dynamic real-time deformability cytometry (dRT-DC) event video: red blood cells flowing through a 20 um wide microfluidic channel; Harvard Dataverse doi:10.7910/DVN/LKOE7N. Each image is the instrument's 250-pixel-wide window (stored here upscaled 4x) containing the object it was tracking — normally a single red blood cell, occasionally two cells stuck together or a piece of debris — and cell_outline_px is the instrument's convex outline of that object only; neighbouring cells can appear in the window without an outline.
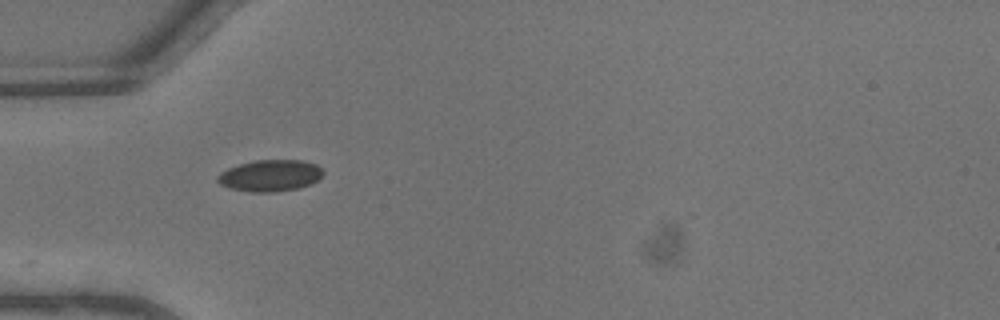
{"species": "common noctule bat (a hibernating species)", "species_latin": "Nyctalus noctula", "temperature_condition": "warm", "stored_images_in_passage": 25, "camera_frame_rate_fps": 3000, "um_per_image_px": 0.085, "animal": {"sex": "male", "body_mass_g": 13.3}, "frame": {"image": 1, "passage_image": 1, "time_ms": 0.0, "image_size_px": [1000, 320], "cell_outline_px": [[324, 172], [312, 184], [300, 188], [272, 192], [252, 192], [228, 188], [220, 184], [216, 180], [216, 176], [220, 172], [228, 168], [240, 164], [256, 160], [304, 160], [316, 164]], "centroid_in_image_um": [22.94, 14.93], "position_along_channel_um": 62.1, "area_um2": 19.48}}
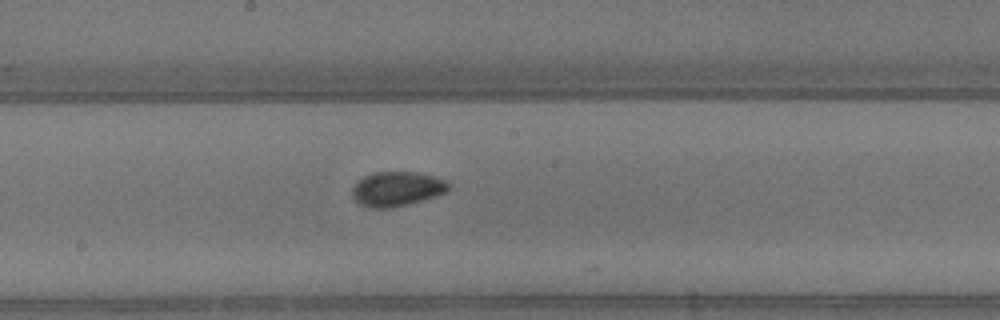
{"frame": {"image": 2, "passage_image": 11, "time_ms": 3.333, "image_size_px": [1000, 320], "cell_outline_px": [[452, 184], [448, 192], [436, 196], [408, 204], [392, 208], [372, 208], [360, 204], [352, 196], [352, 188], [356, 180], [372, 172], [416, 172], [432, 176], [444, 180]], "centroid_in_image_um": [33.73, 16.05], "position_along_channel_um": 214.5, "area_um2": 19.59}}
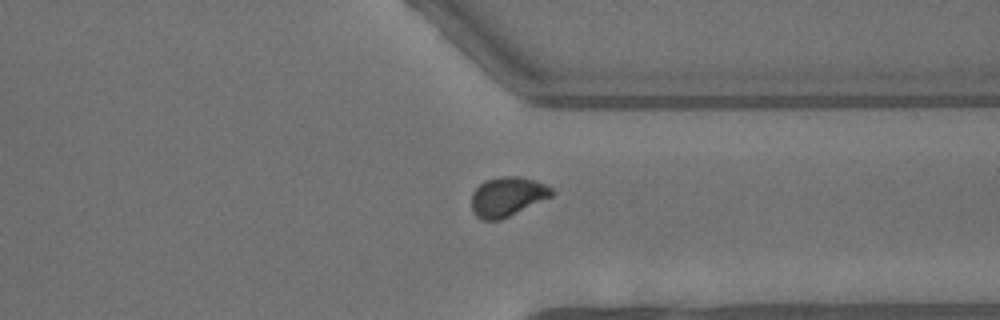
{"frame": {"image": 3, "passage_image": 21, "time_ms": 6.667, "image_size_px": [1000, 320], "cell_outline_px": [[556, 192], [552, 196], [500, 220], [480, 220], [472, 212], [472, 192], [484, 180], [500, 176], [520, 176], [536, 180], [552, 188]], "centroid_in_image_um": [43.12, 16.7], "position_along_channel_um": 368.3, "area_um2": 18.55}}